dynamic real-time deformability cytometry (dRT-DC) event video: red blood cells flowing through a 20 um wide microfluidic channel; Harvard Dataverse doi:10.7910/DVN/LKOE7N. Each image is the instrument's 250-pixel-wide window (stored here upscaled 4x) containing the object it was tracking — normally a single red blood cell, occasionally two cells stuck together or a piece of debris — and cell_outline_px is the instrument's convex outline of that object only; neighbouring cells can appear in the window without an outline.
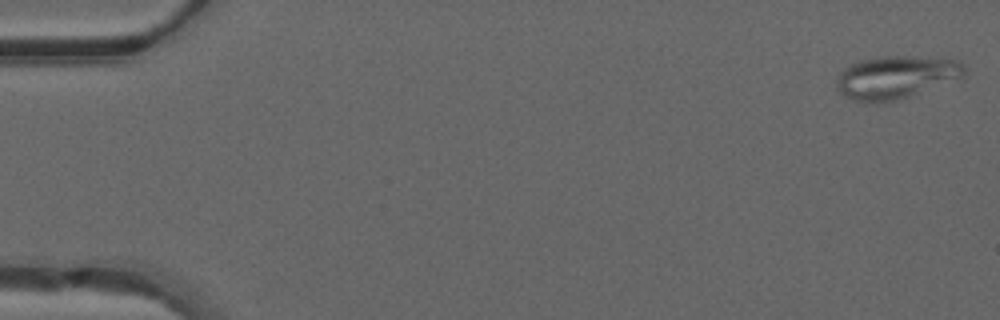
{"species": "common noctule bat (a hibernating species)", "species_latin": "Nyctalus noctula", "temperature_condition": "warm", "stored_images_in_passage": 49, "segment_of_instrument_passage": [1, 2], "camera_frame_rate_fps": 3000, "um_per_image_px": 0.085, "animal": {"sex": "male", "forearm_length_mm": 52.5}, "frame": {"image": 1, "passage_image": 1, "time_ms": 0.0, "image_size_px": [1000, 320], "cell_outline_px": [[964, 76], [908, 96], [892, 100], [872, 104], [856, 100], [844, 96], [836, 88], [836, 80], [840, 72], [844, 68], [852, 64], [864, 60], [880, 56], [904, 56], [956, 60], [964, 64]], "centroid_in_image_um": [76.09, 6.57], "position_along_channel_um": 8.9, "area_um2": 31.27}}